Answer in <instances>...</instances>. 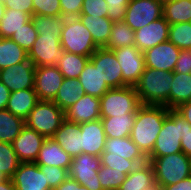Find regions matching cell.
Listing matches in <instances>:
<instances>
[{"label":"cell","mask_w":191,"mask_h":190,"mask_svg":"<svg viewBox=\"0 0 191 190\" xmlns=\"http://www.w3.org/2000/svg\"><path fill=\"white\" fill-rule=\"evenodd\" d=\"M173 72L145 68L135 90L141 105L165 106L169 109V94Z\"/></svg>","instance_id":"2"},{"label":"cell","mask_w":191,"mask_h":190,"mask_svg":"<svg viewBox=\"0 0 191 190\" xmlns=\"http://www.w3.org/2000/svg\"><path fill=\"white\" fill-rule=\"evenodd\" d=\"M6 177H4L3 175H2V173L0 172V181H2V180H4Z\"/></svg>","instance_id":"58"},{"label":"cell","mask_w":191,"mask_h":190,"mask_svg":"<svg viewBox=\"0 0 191 190\" xmlns=\"http://www.w3.org/2000/svg\"><path fill=\"white\" fill-rule=\"evenodd\" d=\"M11 91L0 81V110L6 109Z\"/></svg>","instance_id":"53"},{"label":"cell","mask_w":191,"mask_h":190,"mask_svg":"<svg viewBox=\"0 0 191 190\" xmlns=\"http://www.w3.org/2000/svg\"><path fill=\"white\" fill-rule=\"evenodd\" d=\"M88 29L98 48H105L108 44L113 22L108 17H92V15L78 16Z\"/></svg>","instance_id":"26"},{"label":"cell","mask_w":191,"mask_h":190,"mask_svg":"<svg viewBox=\"0 0 191 190\" xmlns=\"http://www.w3.org/2000/svg\"><path fill=\"white\" fill-rule=\"evenodd\" d=\"M101 166L99 156L81 153L73 157L68 170V177L89 190H103L98 180V170Z\"/></svg>","instance_id":"9"},{"label":"cell","mask_w":191,"mask_h":190,"mask_svg":"<svg viewBox=\"0 0 191 190\" xmlns=\"http://www.w3.org/2000/svg\"><path fill=\"white\" fill-rule=\"evenodd\" d=\"M84 94V88L82 87V84L79 82L78 78H64L53 102L65 112Z\"/></svg>","instance_id":"28"},{"label":"cell","mask_w":191,"mask_h":190,"mask_svg":"<svg viewBox=\"0 0 191 190\" xmlns=\"http://www.w3.org/2000/svg\"><path fill=\"white\" fill-rule=\"evenodd\" d=\"M28 59V52L10 38H0V70Z\"/></svg>","instance_id":"31"},{"label":"cell","mask_w":191,"mask_h":190,"mask_svg":"<svg viewBox=\"0 0 191 190\" xmlns=\"http://www.w3.org/2000/svg\"><path fill=\"white\" fill-rule=\"evenodd\" d=\"M146 190H163L162 186H160L159 184H155L152 187L146 189Z\"/></svg>","instance_id":"57"},{"label":"cell","mask_w":191,"mask_h":190,"mask_svg":"<svg viewBox=\"0 0 191 190\" xmlns=\"http://www.w3.org/2000/svg\"><path fill=\"white\" fill-rule=\"evenodd\" d=\"M90 61L98 67L102 79L110 88L123 87L122 69L113 52L107 48H98Z\"/></svg>","instance_id":"12"},{"label":"cell","mask_w":191,"mask_h":190,"mask_svg":"<svg viewBox=\"0 0 191 190\" xmlns=\"http://www.w3.org/2000/svg\"><path fill=\"white\" fill-rule=\"evenodd\" d=\"M168 21L162 16L161 18L143 26L134 31L135 46L142 52L156 46L157 44L169 40Z\"/></svg>","instance_id":"16"},{"label":"cell","mask_w":191,"mask_h":190,"mask_svg":"<svg viewBox=\"0 0 191 190\" xmlns=\"http://www.w3.org/2000/svg\"><path fill=\"white\" fill-rule=\"evenodd\" d=\"M42 173L46 175L50 190H54L68 178V170L55 166L39 165Z\"/></svg>","instance_id":"43"},{"label":"cell","mask_w":191,"mask_h":190,"mask_svg":"<svg viewBox=\"0 0 191 190\" xmlns=\"http://www.w3.org/2000/svg\"><path fill=\"white\" fill-rule=\"evenodd\" d=\"M110 32L108 44L105 48L115 50L135 45V33L124 21L114 22Z\"/></svg>","instance_id":"35"},{"label":"cell","mask_w":191,"mask_h":190,"mask_svg":"<svg viewBox=\"0 0 191 190\" xmlns=\"http://www.w3.org/2000/svg\"><path fill=\"white\" fill-rule=\"evenodd\" d=\"M0 190H16L11 178H5L0 181Z\"/></svg>","instance_id":"55"},{"label":"cell","mask_w":191,"mask_h":190,"mask_svg":"<svg viewBox=\"0 0 191 190\" xmlns=\"http://www.w3.org/2000/svg\"><path fill=\"white\" fill-rule=\"evenodd\" d=\"M181 148L184 154L191 157V127H188L186 134L181 138Z\"/></svg>","instance_id":"51"},{"label":"cell","mask_w":191,"mask_h":190,"mask_svg":"<svg viewBox=\"0 0 191 190\" xmlns=\"http://www.w3.org/2000/svg\"><path fill=\"white\" fill-rule=\"evenodd\" d=\"M141 106L135 87L110 88L100 98V117L133 114Z\"/></svg>","instance_id":"7"},{"label":"cell","mask_w":191,"mask_h":190,"mask_svg":"<svg viewBox=\"0 0 191 190\" xmlns=\"http://www.w3.org/2000/svg\"><path fill=\"white\" fill-rule=\"evenodd\" d=\"M65 17L32 15L31 21L39 35H61Z\"/></svg>","instance_id":"37"},{"label":"cell","mask_w":191,"mask_h":190,"mask_svg":"<svg viewBox=\"0 0 191 190\" xmlns=\"http://www.w3.org/2000/svg\"><path fill=\"white\" fill-rule=\"evenodd\" d=\"M188 127L191 125L180 113L175 109H169L152 152L147 156L148 162L156 157L182 152L181 138L186 134Z\"/></svg>","instance_id":"3"},{"label":"cell","mask_w":191,"mask_h":190,"mask_svg":"<svg viewBox=\"0 0 191 190\" xmlns=\"http://www.w3.org/2000/svg\"><path fill=\"white\" fill-rule=\"evenodd\" d=\"M4 11H5V6L3 2H0V22H1V19L3 18Z\"/></svg>","instance_id":"56"},{"label":"cell","mask_w":191,"mask_h":190,"mask_svg":"<svg viewBox=\"0 0 191 190\" xmlns=\"http://www.w3.org/2000/svg\"><path fill=\"white\" fill-rule=\"evenodd\" d=\"M25 127V120L7 109L0 110V141L12 143Z\"/></svg>","instance_id":"33"},{"label":"cell","mask_w":191,"mask_h":190,"mask_svg":"<svg viewBox=\"0 0 191 190\" xmlns=\"http://www.w3.org/2000/svg\"><path fill=\"white\" fill-rule=\"evenodd\" d=\"M80 124L64 120L52 137L72 158L82 153Z\"/></svg>","instance_id":"21"},{"label":"cell","mask_w":191,"mask_h":190,"mask_svg":"<svg viewBox=\"0 0 191 190\" xmlns=\"http://www.w3.org/2000/svg\"><path fill=\"white\" fill-rule=\"evenodd\" d=\"M173 72L191 74V50H181Z\"/></svg>","instance_id":"48"},{"label":"cell","mask_w":191,"mask_h":190,"mask_svg":"<svg viewBox=\"0 0 191 190\" xmlns=\"http://www.w3.org/2000/svg\"><path fill=\"white\" fill-rule=\"evenodd\" d=\"M65 120V112L53 101L39 100L25 119V126L52 138Z\"/></svg>","instance_id":"6"},{"label":"cell","mask_w":191,"mask_h":190,"mask_svg":"<svg viewBox=\"0 0 191 190\" xmlns=\"http://www.w3.org/2000/svg\"><path fill=\"white\" fill-rule=\"evenodd\" d=\"M191 74L173 72L172 86L169 94V109H176L190 101Z\"/></svg>","instance_id":"29"},{"label":"cell","mask_w":191,"mask_h":190,"mask_svg":"<svg viewBox=\"0 0 191 190\" xmlns=\"http://www.w3.org/2000/svg\"><path fill=\"white\" fill-rule=\"evenodd\" d=\"M127 174L116 169L100 166L98 170V180L103 190H118L125 181Z\"/></svg>","instance_id":"40"},{"label":"cell","mask_w":191,"mask_h":190,"mask_svg":"<svg viewBox=\"0 0 191 190\" xmlns=\"http://www.w3.org/2000/svg\"><path fill=\"white\" fill-rule=\"evenodd\" d=\"M168 111L165 106L155 105H141L136 111L130 138L146 157L152 152Z\"/></svg>","instance_id":"1"},{"label":"cell","mask_w":191,"mask_h":190,"mask_svg":"<svg viewBox=\"0 0 191 190\" xmlns=\"http://www.w3.org/2000/svg\"><path fill=\"white\" fill-rule=\"evenodd\" d=\"M61 47L69 53L90 57L97 49L93 37L79 17H67L64 20L61 35Z\"/></svg>","instance_id":"5"},{"label":"cell","mask_w":191,"mask_h":190,"mask_svg":"<svg viewBox=\"0 0 191 190\" xmlns=\"http://www.w3.org/2000/svg\"><path fill=\"white\" fill-rule=\"evenodd\" d=\"M163 17L170 25L191 22V0L163 1Z\"/></svg>","instance_id":"32"},{"label":"cell","mask_w":191,"mask_h":190,"mask_svg":"<svg viewBox=\"0 0 191 190\" xmlns=\"http://www.w3.org/2000/svg\"><path fill=\"white\" fill-rule=\"evenodd\" d=\"M54 190H89L84 185H80L73 178L68 177L63 183H61Z\"/></svg>","instance_id":"50"},{"label":"cell","mask_w":191,"mask_h":190,"mask_svg":"<svg viewBox=\"0 0 191 190\" xmlns=\"http://www.w3.org/2000/svg\"><path fill=\"white\" fill-rule=\"evenodd\" d=\"M110 156H121L128 160L135 161L138 165L146 163L147 157L139 147L131 140L130 136L123 138H106L104 151Z\"/></svg>","instance_id":"22"},{"label":"cell","mask_w":191,"mask_h":190,"mask_svg":"<svg viewBox=\"0 0 191 190\" xmlns=\"http://www.w3.org/2000/svg\"><path fill=\"white\" fill-rule=\"evenodd\" d=\"M82 153L99 156L104 151L106 134L101 119L80 123Z\"/></svg>","instance_id":"19"},{"label":"cell","mask_w":191,"mask_h":190,"mask_svg":"<svg viewBox=\"0 0 191 190\" xmlns=\"http://www.w3.org/2000/svg\"><path fill=\"white\" fill-rule=\"evenodd\" d=\"M155 184L153 166L147 161L131 171L118 190H146Z\"/></svg>","instance_id":"24"},{"label":"cell","mask_w":191,"mask_h":190,"mask_svg":"<svg viewBox=\"0 0 191 190\" xmlns=\"http://www.w3.org/2000/svg\"><path fill=\"white\" fill-rule=\"evenodd\" d=\"M108 5L105 0H83L80 15H92V17H108Z\"/></svg>","instance_id":"45"},{"label":"cell","mask_w":191,"mask_h":190,"mask_svg":"<svg viewBox=\"0 0 191 190\" xmlns=\"http://www.w3.org/2000/svg\"><path fill=\"white\" fill-rule=\"evenodd\" d=\"M37 36L38 33L35 30L32 21L30 20L25 23L20 30L16 31L12 37H10V39L16 42L25 51L29 52Z\"/></svg>","instance_id":"41"},{"label":"cell","mask_w":191,"mask_h":190,"mask_svg":"<svg viewBox=\"0 0 191 190\" xmlns=\"http://www.w3.org/2000/svg\"><path fill=\"white\" fill-rule=\"evenodd\" d=\"M155 173V181L162 187L177 184L191 176V157L183 152L156 157L150 162Z\"/></svg>","instance_id":"4"},{"label":"cell","mask_w":191,"mask_h":190,"mask_svg":"<svg viewBox=\"0 0 191 190\" xmlns=\"http://www.w3.org/2000/svg\"><path fill=\"white\" fill-rule=\"evenodd\" d=\"M162 16V0H131L127 5L123 21L136 31Z\"/></svg>","instance_id":"8"},{"label":"cell","mask_w":191,"mask_h":190,"mask_svg":"<svg viewBox=\"0 0 191 190\" xmlns=\"http://www.w3.org/2000/svg\"><path fill=\"white\" fill-rule=\"evenodd\" d=\"M180 49L169 40L143 52L146 67L173 72Z\"/></svg>","instance_id":"15"},{"label":"cell","mask_w":191,"mask_h":190,"mask_svg":"<svg viewBox=\"0 0 191 190\" xmlns=\"http://www.w3.org/2000/svg\"><path fill=\"white\" fill-rule=\"evenodd\" d=\"M63 79L64 76L56 65L36 67L34 90L38 99L53 101Z\"/></svg>","instance_id":"14"},{"label":"cell","mask_w":191,"mask_h":190,"mask_svg":"<svg viewBox=\"0 0 191 190\" xmlns=\"http://www.w3.org/2000/svg\"><path fill=\"white\" fill-rule=\"evenodd\" d=\"M35 65L27 59L24 62L0 70V81L12 92L34 88Z\"/></svg>","instance_id":"13"},{"label":"cell","mask_w":191,"mask_h":190,"mask_svg":"<svg viewBox=\"0 0 191 190\" xmlns=\"http://www.w3.org/2000/svg\"><path fill=\"white\" fill-rule=\"evenodd\" d=\"M100 159L101 165L124 172L127 175L138 166L133 160H128L121 156H110L109 153H102Z\"/></svg>","instance_id":"42"},{"label":"cell","mask_w":191,"mask_h":190,"mask_svg":"<svg viewBox=\"0 0 191 190\" xmlns=\"http://www.w3.org/2000/svg\"><path fill=\"white\" fill-rule=\"evenodd\" d=\"M38 101L34 88L12 91L6 109L25 120Z\"/></svg>","instance_id":"25"},{"label":"cell","mask_w":191,"mask_h":190,"mask_svg":"<svg viewBox=\"0 0 191 190\" xmlns=\"http://www.w3.org/2000/svg\"><path fill=\"white\" fill-rule=\"evenodd\" d=\"M163 190H191V176L179 181L177 184L162 187Z\"/></svg>","instance_id":"52"},{"label":"cell","mask_w":191,"mask_h":190,"mask_svg":"<svg viewBox=\"0 0 191 190\" xmlns=\"http://www.w3.org/2000/svg\"><path fill=\"white\" fill-rule=\"evenodd\" d=\"M34 15L61 16L60 0H32Z\"/></svg>","instance_id":"44"},{"label":"cell","mask_w":191,"mask_h":190,"mask_svg":"<svg viewBox=\"0 0 191 190\" xmlns=\"http://www.w3.org/2000/svg\"><path fill=\"white\" fill-rule=\"evenodd\" d=\"M45 139L43 135L25 126L12 142L20 162H35Z\"/></svg>","instance_id":"18"},{"label":"cell","mask_w":191,"mask_h":190,"mask_svg":"<svg viewBox=\"0 0 191 190\" xmlns=\"http://www.w3.org/2000/svg\"><path fill=\"white\" fill-rule=\"evenodd\" d=\"M78 80L82 84L85 94H90L97 98H101L110 89L102 79L98 67H95L90 60L80 73Z\"/></svg>","instance_id":"27"},{"label":"cell","mask_w":191,"mask_h":190,"mask_svg":"<svg viewBox=\"0 0 191 190\" xmlns=\"http://www.w3.org/2000/svg\"><path fill=\"white\" fill-rule=\"evenodd\" d=\"M72 157L53 139L46 138L35 161L37 165L55 166L69 170Z\"/></svg>","instance_id":"23"},{"label":"cell","mask_w":191,"mask_h":190,"mask_svg":"<svg viewBox=\"0 0 191 190\" xmlns=\"http://www.w3.org/2000/svg\"><path fill=\"white\" fill-rule=\"evenodd\" d=\"M20 163L12 143L0 141V172L2 175L12 178Z\"/></svg>","instance_id":"38"},{"label":"cell","mask_w":191,"mask_h":190,"mask_svg":"<svg viewBox=\"0 0 191 190\" xmlns=\"http://www.w3.org/2000/svg\"><path fill=\"white\" fill-rule=\"evenodd\" d=\"M31 20V15L15 9L5 8L0 22V38H10L22 26Z\"/></svg>","instance_id":"34"},{"label":"cell","mask_w":191,"mask_h":190,"mask_svg":"<svg viewBox=\"0 0 191 190\" xmlns=\"http://www.w3.org/2000/svg\"><path fill=\"white\" fill-rule=\"evenodd\" d=\"M83 0H60L62 17H78L81 14Z\"/></svg>","instance_id":"47"},{"label":"cell","mask_w":191,"mask_h":190,"mask_svg":"<svg viewBox=\"0 0 191 190\" xmlns=\"http://www.w3.org/2000/svg\"><path fill=\"white\" fill-rule=\"evenodd\" d=\"M89 60L90 57L65 51L64 56L56 66L59 68L64 78L75 79L80 76V73Z\"/></svg>","instance_id":"36"},{"label":"cell","mask_w":191,"mask_h":190,"mask_svg":"<svg viewBox=\"0 0 191 190\" xmlns=\"http://www.w3.org/2000/svg\"><path fill=\"white\" fill-rule=\"evenodd\" d=\"M108 5V18L114 23L123 21L127 5L131 0H105Z\"/></svg>","instance_id":"46"},{"label":"cell","mask_w":191,"mask_h":190,"mask_svg":"<svg viewBox=\"0 0 191 190\" xmlns=\"http://www.w3.org/2000/svg\"><path fill=\"white\" fill-rule=\"evenodd\" d=\"M135 118L136 112L133 114H124L123 116L101 117L106 138L130 136Z\"/></svg>","instance_id":"30"},{"label":"cell","mask_w":191,"mask_h":190,"mask_svg":"<svg viewBox=\"0 0 191 190\" xmlns=\"http://www.w3.org/2000/svg\"><path fill=\"white\" fill-rule=\"evenodd\" d=\"M11 179L16 190H50L46 175L35 162L20 163Z\"/></svg>","instance_id":"17"},{"label":"cell","mask_w":191,"mask_h":190,"mask_svg":"<svg viewBox=\"0 0 191 190\" xmlns=\"http://www.w3.org/2000/svg\"><path fill=\"white\" fill-rule=\"evenodd\" d=\"M175 110L191 125V101L181 104Z\"/></svg>","instance_id":"54"},{"label":"cell","mask_w":191,"mask_h":190,"mask_svg":"<svg viewBox=\"0 0 191 190\" xmlns=\"http://www.w3.org/2000/svg\"><path fill=\"white\" fill-rule=\"evenodd\" d=\"M60 35H39L28 52V59L35 67L57 65L64 56Z\"/></svg>","instance_id":"10"},{"label":"cell","mask_w":191,"mask_h":190,"mask_svg":"<svg viewBox=\"0 0 191 190\" xmlns=\"http://www.w3.org/2000/svg\"><path fill=\"white\" fill-rule=\"evenodd\" d=\"M122 69L123 86H135L146 65L143 52L135 45L113 50Z\"/></svg>","instance_id":"11"},{"label":"cell","mask_w":191,"mask_h":190,"mask_svg":"<svg viewBox=\"0 0 191 190\" xmlns=\"http://www.w3.org/2000/svg\"><path fill=\"white\" fill-rule=\"evenodd\" d=\"M169 41L180 50H191V22L171 24Z\"/></svg>","instance_id":"39"},{"label":"cell","mask_w":191,"mask_h":190,"mask_svg":"<svg viewBox=\"0 0 191 190\" xmlns=\"http://www.w3.org/2000/svg\"><path fill=\"white\" fill-rule=\"evenodd\" d=\"M65 119L78 124L101 119L100 98L84 94L65 111Z\"/></svg>","instance_id":"20"},{"label":"cell","mask_w":191,"mask_h":190,"mask_svg":"<svg viewBox=\"0 0 191 190\" xmlns=\"http://www.w3.org/2000/svg\"><path fill=\"white\" fill-rule=\"evenodd\" d=\"M5 8L20 10L34 15L33 2L32 0H4L3 2Z\"/></svg>","instance_id":"49"}]
</instances>
